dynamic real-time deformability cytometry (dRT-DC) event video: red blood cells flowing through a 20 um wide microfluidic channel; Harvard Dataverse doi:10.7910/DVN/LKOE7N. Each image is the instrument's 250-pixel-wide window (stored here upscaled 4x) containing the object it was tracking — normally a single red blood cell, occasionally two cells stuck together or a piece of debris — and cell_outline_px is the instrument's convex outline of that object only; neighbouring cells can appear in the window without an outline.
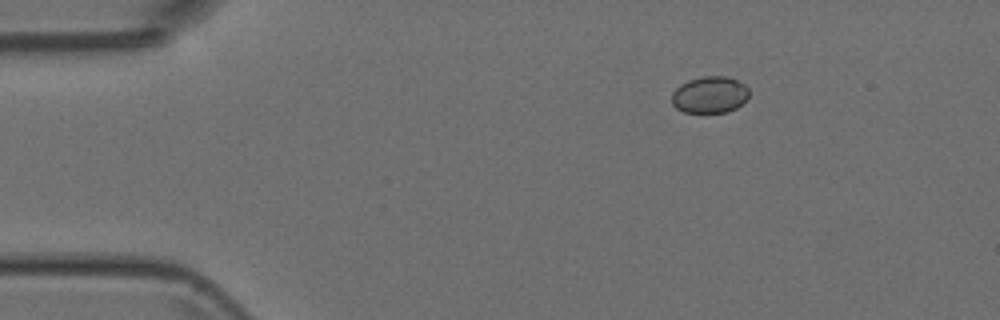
{"species": "Egyptian fruit bat (a non-hibernating species)", "species_latin": "Rousettus aegyptiacus", "temperature_condition": "room temperature", "stored_images_in_passage": 3, "camera_frame_rate_fps": 3000, "um_per_image_px": 0.085, "animal": {"sex": "female"}, "frame": {"image": 1, "passage_image": 3, "time_ms": 0.667, "image_size_px": [1000, 320], "cell_outline_px": [[748, 96], [736, 108], [728, 112], [684, 112], [676, 108], [672, 104], [672, 92], [680, 84], [688, 80], [700, 76], [728, 76], [744, 84], [748, 88]], "centroid_in_image_um": [60.3, 8.04], "position_along_channel_um": 24.7, "area_um2": 16.53}}